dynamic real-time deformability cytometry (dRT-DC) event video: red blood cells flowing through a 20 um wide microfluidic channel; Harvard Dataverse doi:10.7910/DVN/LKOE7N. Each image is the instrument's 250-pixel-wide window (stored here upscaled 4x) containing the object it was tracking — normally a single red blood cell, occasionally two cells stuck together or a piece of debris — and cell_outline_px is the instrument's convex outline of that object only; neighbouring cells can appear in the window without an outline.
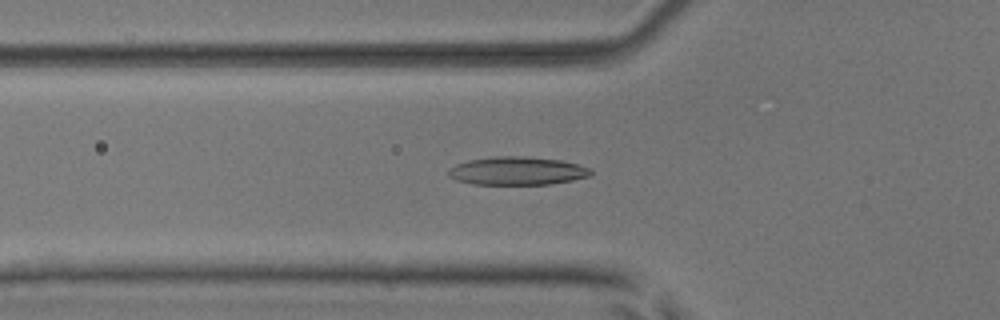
{"species": "common noctule bat (a hibernating species)", "species_latin": "Nyctalus noctula", "temperature_condition": "room temperature", "stored_images_in_passage": 51, "camera_frame_rate_fps": 3000, "um_per_image_px": 0.085, "animal": {"sex": "male", "body_mass_g": 17.9, "forearm_length_mm": 54.2}, "frame": {"image": 1, "passage_image": 18, "time_ms": 5.667, "image_size_px": [1000, 320], "cell_outline_px": [[592, 176], [552, 184], [472, 184], [456, 180], [448, 176], [448, 168], [456, 164], [468, 160], [492, 156], [524, 156], [560, 160], [592, 168]], "centroid_in_image_um": [43.95, 14.52], "position_along_channel_um": 81.8, "area_um2": 23.58}}
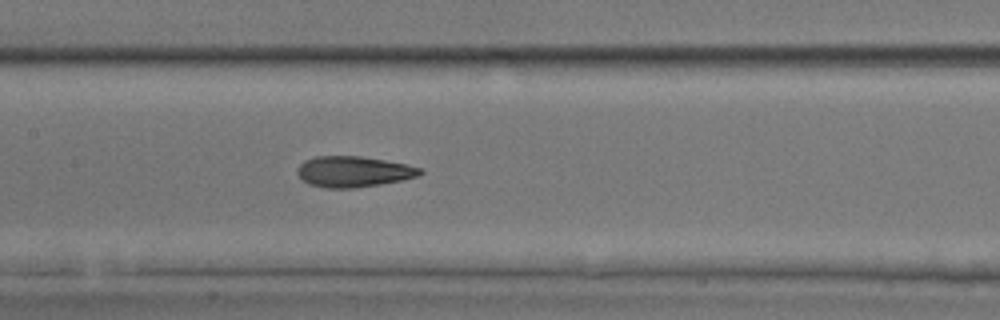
{"frame": {"image": 2, "passage_image": 25, "time_ms": 8.0, "image_size_px": [1000, 320], "cell_outline_px": [[424, 172], [420, 176], [404, 180], [380, 184], [352, 188], [324, 188], [308, 184], [296, 172], [300, 164], [304, 160], [316, 156], [360, 156], [384, 160], [424, 168]], "centroid_in_image_um": [30.07, 14.59], "position_along_channel_um": 177.3, "area_um2": 22.14}}
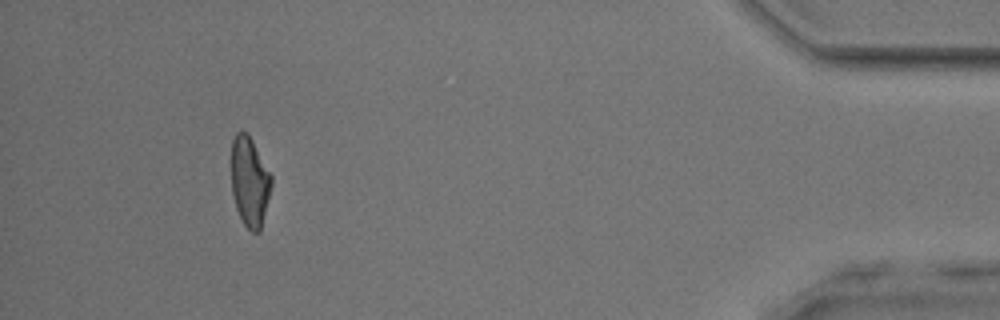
{"frame": {"image": 3, "passage_image": 47, "time_ms": 15.333, "image_size_px": [1000, 320], "cell_outline_px": [[272, 184], [260, 232], [252, 232], [244, 224], [236, 208], [232, 192], [232, 140], [236, 132], [248, 132], [272, 176]], "centroid_in_image_um": [21.23, 15.43], "position_along_channel_um": 414.0, "area_um2": 20.81}, "authors_computed_cell_mechanics": {"area_um2": 22.1374, "velocity_mm_per_s": 4.0776, "shape_relaxation_time_tau1_ms": 5.0985, "shape_relaxation_time_tau2_ms": 1.663, "deformation_change_tau1": 0.173, "deformation_change_tau2": 0.0818}}